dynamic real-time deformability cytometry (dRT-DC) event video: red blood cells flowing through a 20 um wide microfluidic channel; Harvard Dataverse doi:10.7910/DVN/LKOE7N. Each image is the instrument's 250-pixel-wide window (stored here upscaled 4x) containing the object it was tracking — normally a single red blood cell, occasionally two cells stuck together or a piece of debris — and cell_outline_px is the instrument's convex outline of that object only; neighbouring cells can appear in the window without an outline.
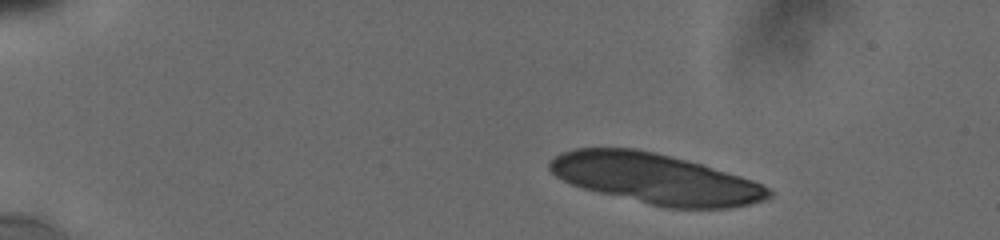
{"species": "human", "species_latin": "Homo sapiens", "temperature_condition": "cold", "stored_images_in_passage": 5, "camera_frame_rate_fps": 3000, "um_per_image_px": 0.085, "donor": {"sex": "male"}, "frame": {"image": 1, "passage_image": 1, "time_ms": 0.0, "image_size_px": [1000, 240], "cell_outline_px": [[772, 196], [764, 200], [752, 204], [732, 208], [668, 208], [600, 192], [584, 188], [572, 184], [556, 176], [548, 168], [548, 160], [560, 152], [576, 148], [636, 148], [656, 152], [704, 164], [752, 180], [768, 188], [772, 192]], "centroid_in_image_um": [55.73, 15.18], "position_along_channel_um": 29.3, "area_um2": 64.1}}